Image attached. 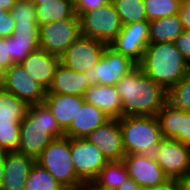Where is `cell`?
I'll return each instance as SVG.
<instances>
[{
  "label": "cell",
  "mask_w": 190,
  "mask_h": 190,
  "mask_svg": "<svg viewBox=\"0 0 190 190\" xmlns=\"http://www.w3.org/2000/svg\"><path fill=\"white\" fill-rule=\"evenodd\" d=\"M64 137V131L45 103L32 104L29 116L20 124L17 152L33 158L40 157L52 140Z\"/></svg>",
  "instance_id": "3"
},
{
  "label": "cell",
  "mask_w": 190,
  "mask_h": 190,
  "mask_svg": "<svg viewBox=\"0 0 190 190\" xmlns=\"http://www.w3.org/2000/svg\"><path fill=\"white\" fill-rule=\"evenodd\" d=\"M122 25L147 21L143 0H111Z\"/></svg>",
  "instance_id": "27"
},
{
  "label": "cell",
  "mask_w": 190,
  "mask_h": 190,
  "mask_svg": "<svg viewBox=\"0 0 190 190\" xmlns=\"http://www.w3.org/2000/svg\"><path fill=\"white\" fill-rule=\"evenodd\" d=\"M71 159L77 177L84 183H92L108 162L96 145L86 138H70Z\"/></svg>",
  "instance_id": "10"
},
{
  "label": "cell",
  "mask_w": 190,
  "mask_h": 190,
  "mask_svg": "<svg viewBox=\"0 0 190 190\" xmlns=\"http://www.w3.org/2000/svg\"><path fill=\"white\" fill-rule=\"evenodd\" d=\"M96 145L107 161H119L125 156L118 119L110 118L85 137Z\"/></svg>",
  "instance_id": "16"
},
{
  "label": "cell",
  "mask_w": 190,
  "mask_h": 190,
  "mask_svg": "<svg viewBox=\"0 0 190 190\" xmlns=\"http://www.w3.org/2000/svg\"><path fill=\"white\" fill-rule=\"evenodd\" d=\"M35 162L33 158L17 151L4 152V175L0 190H24Z\"/></svg>",
  "instance_id": "18"
},
{
  "label": "cell",
  "mask_w": 190,
  "mask_h": 190,
  "mask_svg": "<svg viewBox=\"0 0 190 190\" xmlns=\"http://www.w3.org/2000/svg\"><path fill=\"white\" fill-rule=\"evenodd\" d=\"M84 96L46 94L44 103L56 118L59 127L65 131L84 103Z\"/></svg>",
  "instance_id": "23"
},
{
  "label": "cell",
  "mask_w": 190,
  "mask_h": 190,
  "mask_svg": "<svg viewBox=\"0 0 190 190\" xmlns=\"http://www.w3.org/2000/svg\"><path fill=\"white\" fill-rule=\"evenodd\" d=\"M15 3L16 0H0V9L10 12Z\"/></svg>",
  "instance_id": "42"
},
{
  "label": "cell",
  "mask_w": 190,
  "mask_h": 190,
  "mask_svg": "<svg viewBox=\"0 0 190 190\" xmlns=\"http://www.w3.org/2000/svg\"><path fill=\"white\" fill-rule=\"evenodd\" d=\"M11 65H13V62L9 55L8 37H0V73L3 74Z\"/></svg>",
  "instance_id": "37"
},
{
  "label": "cell",
  "mask_w": 190,
  "mask_h": 190,
  "mask_svg": "<svg viewBox=\"0 0 190 190\" xmlns=\"http://www.w3.org/2000/svg\"><path fill=\"white\" fill-rule=\"evenodd\" d=\"M110 1L111 0H74V11L80 18L84 13L102 7Z\"/></svg>",
  "instance_id": "34"
},
{
  "label": "cell",
  "mask_w": 190,
  "mask_h": 190,
  "mask_svg": "<svg viewBox=\"0 0 190 190\" xmlns=\"http://www.w3.org/2000/svg\"><path fill=\"white\" fill-rule=\"evenodd\" d=\"M11 37L20 45H40L38 23H15Z\"/></svg>",
  "instance_id": "31"
},
{
  "label": "cell",
  "mask_w": 190,
  "mask_h": 190,
  "mask_svg": "<svg viewBox=\"0 0 190 190\" xmlns=\"http://www.w3.org/2000/svg\"><path fill=\"white\" fill-rule=\"evenodd\" d=\"M153 156L169 180L179 181L190 173V147L177 140L163 138Z\"/></svg>",
  "instance_id": "11"
},
{
  "label": "cell",
  "mask_w": 190,
  "mask_h": 190,
  "mask_svg": "<svg viewBox=\"0 0 190 190\" xmlns=\"http://www.w3.org/2000/svg\"><path fill=\"white\" fill-rule=\"evenodd\" d=\"M60 63V57L49 54L45 50L38 49L30 53L21 65L32 78L48 90Z\"/></svg>",
  "instance_id": "19"
},
{
  "label": "cell",
  "mask_w": 190,
  "mask_h": 190,
  "mask_svg": "<svg viewBox=\"0 0 190 190\" xmlns=\"http://www.w3.org/2000/svg\"><path fill=\"white\" fill-rule=\"evenodd\" d=\"M116 190H144L133 178L127 177Z\"/></svg>",
  "instance_id": "39"
},
{
  "label": "cell",
  "mask_w": 190,
  "mask_h": 190,
  "mask_svg": "<svg viewBox=\"0 0 190 190\" xmlns=\"http://www.w3.org/2000/svg\"><path fill=\"white\" fill-rule=\"evenodd\" d=\"M149 43V21H139L123 25L109 46L139 64Z\"/></svg>",
  "instance_id": "13"
},
{
  "label": "cell",
  "mask_w": 190,
  "mask_h": 190,
  "mask_svg": "<svg viewBox=\"0 0 190 190\" xmlns=\"http://www.w3.org/2000/svg\"><path fill=\"white\" fill-rule=\"evenodd\" d=\"M137 65L131 58L116 52L107 45L101 59L84 74L90 85L115 86L122 77L132 71Z\"/></svg>",
  "instance_id": "9"
},
{
  "label": "cell",
  "mask_w": 190,
  "mask_h": 190,
  "mask_svg": "<svg viewBox=\"0 0 190 190\" xmlns=\"http://www.w3.org/2000/svg\"><path fill=\"white\" fill-rule=\"evenodd\" d=\"M188 72H190V63H188Z\"/></svg>",
  "instance_id": "47"
},
{
  "label": "cell",
  "mask_w": 190,
  "mask_h": 190,
  "mask_svg": "<svg viewBox=\"0 0 190 190\" xmlns=\"http://www.w3.org/2000/svg\"><path fill=\"white\" fill-rule=\"evenodd\" d=\"M138 65L167 92L188 72V62L172 42L149 43L144 51L143 60Z\"/></svg>",
  "instance_id": "2"
},
{
  "label": "cell",
  "mask_w": 190,
  "mask_h": 190,
  "mask_svg": "<svg viewBox=\"0 0 190 190\" xmlns=\"http://www.w3.org/2000/svg\"><path fill=\"white\" fill-rule=\"evenodd\" d=\"M32 104L0 86V152L17 151L20 124L30 114Z\"/></svg>",
  "instance_id": "5"
},
{
  "label": "cell",
  "mask_w": 190,
  "mask_h": 190,
  "mask_svg": "<svg viewBox=\"0 0 190 190\" xmlns=\"http://www.w3.org/2000/svg\"><path fill=\"white\" fill-rule=\"evenodd\" d=\"M118 120L125 155H154L163 139L157 116H122Z\"/></svg>",
  "instance_id": "4"
},
{
  "label": "cell",
  "mask_w": 190,
  "mask_h": 190,
  "mask_svg": "<svg viewBox=\"0 0 190 190\" xmlns=\"http://www.w3.org/2000/svg\"><path fill=\"white\" fill-rule=\"evenodd\" d=\"M107 44L80 36L60 57L61 63L75 72H86L100 59Z\"/></svg>",
  "instance_id": "14"
},
{
  "label": "cell",
  "mask_w": 190,
  "mask_h": 190,
  "mask_svg": "<svg viewBox=\"0 0 190 190\" xmlns=\"http://www.w3.org/2000/svg\"><path fill=\"white\" fill-rule=\"evenodd\" d=\"M64 188L81 187L84 183L77 177L70 152V138L54 139L36 160Z\"/></svg>",
  "instance_id": "6"
},
{
  "label": "cell",
  "mask_w": 190,
  "mask_h": 190,
  "mask_svg": "<svg viewBox=\"0 0 190 190\" xmlns=\"http://www.w3.org/2000/svg\"><path fill=\"white\" fill-rule=\"evenodd\" d=\"M122 116H157L167 102V91L137 65L116 83Z\"/></svg>",
  "instance_id": "1"
},
{
  "label": "cell",
  "mask_w": 190,
  "mask_h": 190,
  "mask_svg": "<svg viewBox=\"0 0 190 190\" xmlns=\"http://www.w3.org/2000/svg\"><path fill=\"white\" fill-rule=\"evenodd\" d=\"M35 5H37V4H42V3H44V2H47V1H49V0H31Z\"/></svg>",
  "instance_id": "45"
},
{
  "label": "cell",
  "mask_w": 190,
  "mask_h": 190,
  "mask_svg": "<svg viewBox=\"0 0 190 190\" xmlns=\"http://www.w3.org/2000/svg\"><path fill=\"white\" fill-rule=\"evenodd\" d=\"M174 43L183 58L190 63V30H184Z\"/></svg>",
  "instance_id": "36"
},
{
  "label": "cell",
  "mask_w": 190,
  "mask_h": 190,
  "mask_svg": "<svg viewBox=\"0 0 190 190\" xmlns=\"http://www.w3.org/2000/svg\"><path fill=\"white\" fill-rule=\"evenodd\" d=\"M178 14L184 30H190V0H181Z\"/></svg>",
  "instance_id": "38"
},
{
  "label": "cell",
  "mask_w": 190,
  "mask_h": 190,
  "mask_svg": "<svg viewBox=\"0 0 190 190\" xmlns=\"http://www.w3.org/2000/svg\"><path fill=\"white\" fill-rule=\"evenodd\" d=\"M61 190H75V187H72V188H62Z\"/></svg>",
  "instance_id": "46"
},
{
  "label": "cell",
  "mask_w": 190,
  "mask_h": 190,
  "mask_svg": "<svg viewBox=\"0 0 190 190\" xmlns=\"http://www.w3.org/2000/svg\"><path fill=\"white\" fill-rule=\"evenodd\" d=\"M184 31L179 14L163 17L149 22L150 43H174L177 37Z\"/></svg>",
  "instance_id": "24"
},
{
  "label": "cell",
  "mask_w": 190,
  "mask_h": 190,
  "mask_svg": "<svg viewBox=\"0 0 190 190\" xmlns=\"http://www.w3.org/2000/svg\"><path fill=\"white\" fill-rule=\"evenodd\" d=\"M180 190H190V173L179 181Z\"/></svg>",
  "instance_id": "41"
},
{
  "label": "cell",
  "mask_w": 190,
  "mask_h": 190,
  "mask_svg": "<svg viewBox=\"0 0 190 190\" xmlns=\"http://www.w3.org/2000/svg\"><path fill=\"white\" fill-rule=\"evenodd\" d=\"M167 101L176 108L190 112V72L167 92Z\"/></svg>",
  "instance_id": "30"
},
{
  "label": "cell",
  "mask_w": 190,
  "mask_h": 190,
  "mask_svg": "<svg viewBox=\"0 0 190 190\" xmlns=\"http://www.w3.org/2000/svg\"><path fill=\"white\" fill-rule=\"evenodd\" d=\"M64 188L46 169L38 163L31 167L24 190H61Z\"/></svg>",
  "instance_id": "28"
},
{
  "label": "cell",
  "mask_w": 190,
  "mask_h": 190,
  "mask_svg": "<svg viewBox=\"0 0 190 190\" xmlns=\"http://www.w3.org/2000/svg\"><path fill=\"white\" fill-rule=\"evenodd\" d=\"M80 36V18L76 14L70 19L39 26L40 49L58 57Z\"/></svg>",
  "instance_id": "8"
},
{
  "label": "cell",
  "mask_w": 190,
  "mask_h": 190,
  "mask_svg": "<svg viewBox=\"0 0 190 190\" xmlns=\"http://www.w3.org/2000/svg\"><path fill=\"white\" fill-rule=\"evenodd\" d=\"M128 176L123 160L108 161L92 184L100 190H116Z\"/></svg>",
  "instance_id": "26"
},
{
  "label": "cell",
  "mask_w": 190,
  "mask_h": 190,
  "mask_svg": "<svg viewBox=\"0 0 190 190\" xmlns=\"http://www.w3.org/2000/svg\"><path fill=\"white\" fill-rule=\"evenodd\" d=\"M122 26L120 17L111 1L80 17L81 36L107 45L117 37Z\"/></svg>",
  "instance_id": "7"
},
{
  "label": "cell",
  "mask_w": 190,
  "mask_h": 190,
  "mask_svg": "<svg viewBox=\"0 0 190 190\" xmlns=\"http://www.w3.org/2000/svg\"><path fill=\"white\" fill-rule=\"evenodd\" d=\"M75 190H100L96 188L92 183L83 184L81 187H75Z\"/></svg>",
  "instance_id": "44"
},
{
  "label": "cell",
  "mask_w": 190,
  "mask_h": 190,
  "mask_svg": "<svg viewBox=\"0 0 190 190\" xmlns=\"http://www.w3.org/2000/svg\"><path fill=\"white\" fill-rule=\"evenodd\" d=\"M15 21L12 14L4 10L0 14V37L7 38L12 35L14 31Z\"/></svg>",
  "instance_id": "35"
},
{
  "label": "cell",
  "mask_w": 190,
  "mask_h": 190,
  "mask_svg": "<svg viewBox=\"0 0 190 190\" xmlns=\"http://www.w3.org/2000/svg\"><path fill=\"white\" fill-rule=\"evenodd\" d=\"M162 137L190 147V112L176 108L168 101L157 114Z\"/></svg>",
  "instance_id": "17"
},
{
  "label": "cell",
  "mask_w": 190,
  "mask_h": 190,
  "mask_svg": "<svg viewBox=\"0 0 190 190\" xmlns=\"http://www.w3.org/2000/svg\"><path fill=\"white\" fill-rule=\"evenodd\" d=\"M122 160L129 177L144 190L162 185L169 180L153 155L130 154L125 155Z\"/></svg>",
  "instance_id": "15"
},
{
  "label": "cell",
  "mask_w": 190,
  "mask_h": 190,
  "mask_svg": "<svg viewBox=\"0 0 190 190\" xmlns=\"http://www.w3.org/2000/svg\"><path fill=\"white\" fill-rule=\"evenodd\" d=\"M109 119L110 117L99 108L84 102L73 118L71 125L64 131V137L85 138Z\"/></svg>",
  "instance_id": "20"
},
{
  "label": "cell",
  "mask_w": 190,
  "mask_h": 190,
  "mask_svg": "<svg viewBox=\"0 0 190 190\" xmlns=\"http://www.w3.org/2000/svg\"><path fill=\"white\" fill-rule=\"evenodd\" d=\"M35 7L38 26L52 21L70 19L75 15L73 0H49Z\"/></svg>",
  "instance_id": "25"
},
{
  "label": "cell",
  "mask_w": 190,
  "mask_h": 190,
  "mask_svg": "<svg viewBox=\"0 0 190 190\" xmlns=\"http://www.w3.org/2000/svg\"><path fill=\"white\" fill-rule=\"evenodd\" d=\"M40 49V45H20L15 38L8 37V50L13 64H21L32 52Z\"/></svg>",
  "instance_id": "33"
},
{
  "label": "cell",
  "mask_w": 190,
  "mask_h": 190,
  "mask_svg": "<svg viewBox=\"0 0 190 190\" xmlns=\"http://www.w3.org/2000/svg\"><path fill=\"white\" fill-rule=\"evenodd\" d=\"M147 21L179 13L181 0H143Z\"/></svg>",
  "instance_id": "29"
},
{
  "label": "cell",
  "mask_w": 190,
  "mask_h": 190,
  "mask_svg": "<svg viewBox=\"0 0 190 190\" xmlns=\"http://www.w3.org/2000/svg\"><path fill=\"white\" fill-rule=\"evenodd\" d=\"M4 175V152H0V185Z\"/></svg>",
  "instance_id": "43"
},
{
  "label": "cell",
  "mask_w": 190,
  "mask_h": 190,
  "mask_svg": "<svg viewBox=\"0 0 190 190\" xmlns=\"http://www.w3.org/2000/svg\"><path fill=\"white\" fill-rule=\"evenodd\" d=\"M90 86L83 72H75L60 63L47 94L84 96Z\"/></svg>",
  "instance_id": "22"
},
{
  "label": "cell",
  "mask_w": 190,
  "mask_h": 190,
  "mask_svg": "<svg viewBox=\"0 0 190 190\" xmlns=\"http://www.w3.org/2000/svg\"><path fill=\"white\" fill-rule=\"evenodd\" d=\"M0 86L24 102L44 103L47 90L32 78L21 64L11 65L3 74Z\"/></svg>",
  "instance_id": "12"
},
{
  "label": "cell",
  "mask_w": 190,
  "mask_h": 190,
  "mask_svg": "<svg viewBox=\"0 0 190 190\" xmlns=\"http://www.w3.org/2000/svg\"><path fill=\"white\" fill-rule=\"evenodd\" d=\"M146 190H180L177 180H168L164 184Z\"/></svg>",
  "instance_id": "40"
},
{
  "label": "cell",
  "mask_w": 190,
  "mask_h": 190,
  "mask_svg": "<svg viewBox=\"0 0 190 190\" xmlns=\"http://www.w3.org/2000/svg\"><path fill=\"white\" fill-rule=\"evenodd\" d=\"M15 23H38L35 4L31 0H16L10 10Z\"/></svg>",
  "instance_id": "32"
},
{
  "label": "cell",
  "mask_w": 190,
  "mask_h": 190,
  "mask_svg": "<svg viewBox=\"0 0 190 190\" xmlns=\"http://www.w3.org/2000/svg\"><path fill=\"white\" fill-rule=\"evenodd\" d=\"M84 101L96 106L110 118L122 117V101L116 86L91 85L84 94Z\"/></svg>",
  "instance_id": "21"
}]
</instances>
